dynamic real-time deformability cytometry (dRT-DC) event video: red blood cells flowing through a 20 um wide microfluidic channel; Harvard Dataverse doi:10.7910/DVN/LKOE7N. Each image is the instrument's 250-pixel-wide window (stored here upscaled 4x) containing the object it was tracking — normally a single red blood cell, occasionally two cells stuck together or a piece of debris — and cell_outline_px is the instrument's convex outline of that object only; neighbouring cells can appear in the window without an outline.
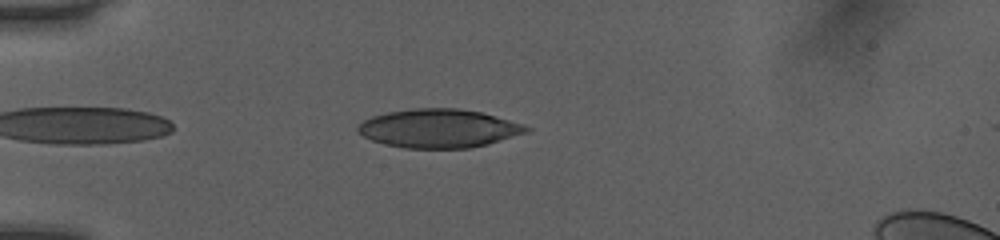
{"species": "human", "species_latin": "Homo sapiens", "temperature_condition": "room temperature", "stored_images_in_passage": 38, "camera_frame_rate_fps": 3000, "um_per_image_px": 0.085, "donor": {"sex": "female"}, "frame": {"image": 1, "passage_image": 2, "time_ms": 0.333, "image_size_px": [1000, 240], "cell_outline_px": [[532, 128], [528, 132], [488, 144], [468, 148], [404, 148], [384, 144], [372, 140], [364, 136], [356, 128], [364, 120], [372, 116], [388, 112], [412, 108], [460, 108], [480, 112], [524, 124]], "centroid_in_image_um": [37.31, 10.91], "position_along_channel_um": 47.7, "area_um2": 37.8}}
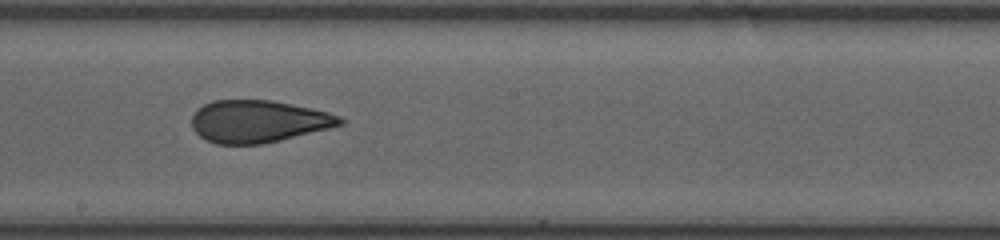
{"frame": {"image": 2, "passage_image": 17, "time_ms": 5.333, "image_size_px": [1000, 240], "cell_outline_px": [[344, 124], [328, 128], [260, 144], [216, 144], [204, 140], [192, 128], [192, 116], [204, 104], [212, 100], [272, 100], [312, 108], [328, 112], [340, 116], [344, 120]], "centroid_in_image_um": [21.93, 10.31], "position_along_channel_um": 226.3, "area_um2": 36.24}}
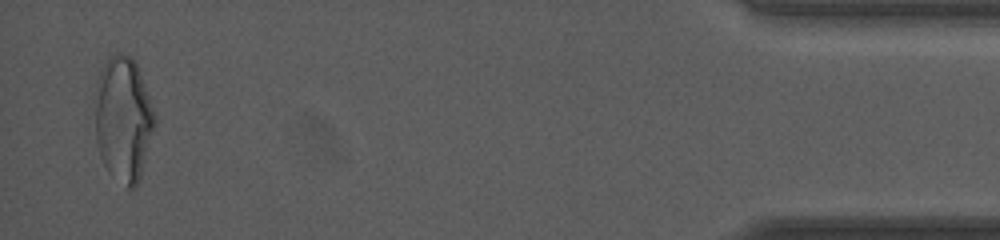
{"frame": {"image": 3, "passage_image": 37, "time_ms": 12.0, "image_size_px": [1000, 240], "cell_outline_px": [[156, 124], [140, 176], [136, 184], [132, 188], [128, 188], [108, 172], [100, 156], [88, 116], [96, 84], [100, 72], [108, 56], [120, 52], [132, 56], [136, 60], [156, 112]], "centroid_in_image_um": [10.41, 10.05], "position_along_channel_um": 424.8, "area_um2": 45.43}, "authors_computed_cell_mechanics": {"area_um2": 37.8012, "velocity_mm_per_s": 4.0927, "shape_relaxation_time_tau1_ms": 7.1921, "shape_relaxation_time_tau2_ms": 1.2166, "deformation_change_tau1": 0.1787, "deformation_change_tau2": 0.0863}}